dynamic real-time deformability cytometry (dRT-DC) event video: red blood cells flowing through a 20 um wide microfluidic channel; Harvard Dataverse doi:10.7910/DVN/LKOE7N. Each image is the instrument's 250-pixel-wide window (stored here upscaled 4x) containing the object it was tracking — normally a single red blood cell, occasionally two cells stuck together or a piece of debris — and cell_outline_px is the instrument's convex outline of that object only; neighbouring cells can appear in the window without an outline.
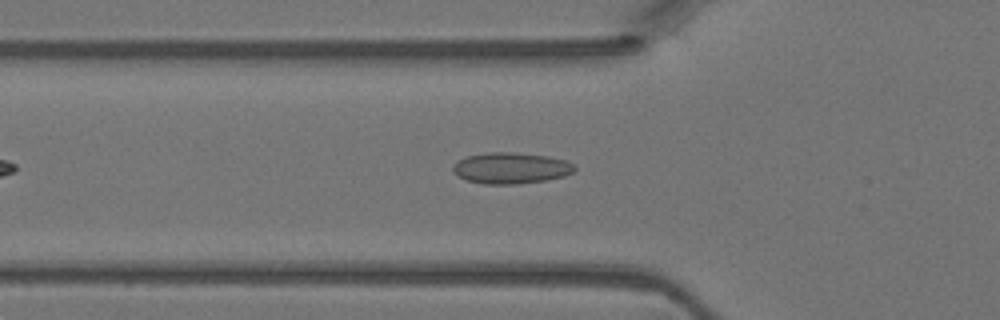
{"species": "Egyptian fruit bat (a non-hibernating species)", "species_latin": "Rousettus aegyptiacus", "temperature_condition": "warm", "stored_images_in_passage": 38, "camera_frame_rate_fps": 3000, "um_per_image_px": 0.085, "animal": {"sex": "female"}, "frame": {"image": 1, "passage_image": 8, "time_ms": 2.333, "image_size_px": [1000, 320], "cell_outline_px": [[576, 168], [572, 172], [564, 176], [544, 180], [512, 184], [484, 184], [464, 180], [456, 176], [452, 172], [452, 168], [456, 160], [468, 156], [488, 152], [512, 152], [548, 156], [564, 160], [572, 164]], "centroid_in_image_um": [43.35, 14.28], "position_along_channel_um": 82.5, "area_um2": 22.08}}
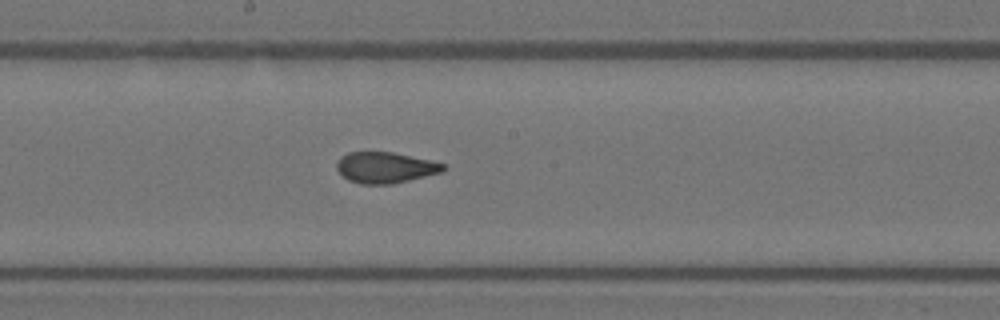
{"frame": {"image": 2, "passage_image": 17, "time_ms": 5.333, "image_size_px": [1000, 320], "cell_outline_px": [[444, 172], [392, 184], [360, 184], [348, 180], [336, 168], [336, 164], [340, 156], [348, 152], [392, 152], [432, 160], [444, 164]], "centroid_in_image_um": [32.75, 14.24], "position_along_channel_um": 215.5, "area_um2": 19.31}}
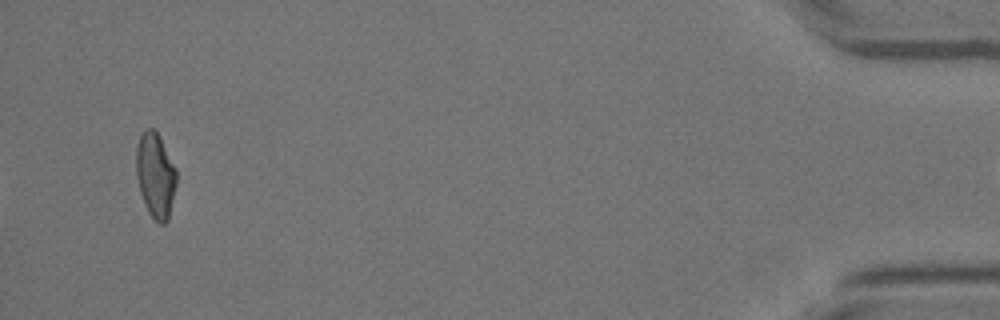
{"frame": {"image": 3, "passage_image": 37, "time_ms": 12.0, "image_size_px": [1000, 320], "cell_outline_px": [[176, 184], [168, 220], [164, 224], [160, 224], [148, 212], [144, 204], [140, 192], [136, 176], [136, 148], [140, 136], [148, 128], [152, 128], [160, 136], [176, 168]], "centroid_in_image_um": [13.21, 14.9], "position_along_channel_um": 422.0, "area_um2": 19.88}}